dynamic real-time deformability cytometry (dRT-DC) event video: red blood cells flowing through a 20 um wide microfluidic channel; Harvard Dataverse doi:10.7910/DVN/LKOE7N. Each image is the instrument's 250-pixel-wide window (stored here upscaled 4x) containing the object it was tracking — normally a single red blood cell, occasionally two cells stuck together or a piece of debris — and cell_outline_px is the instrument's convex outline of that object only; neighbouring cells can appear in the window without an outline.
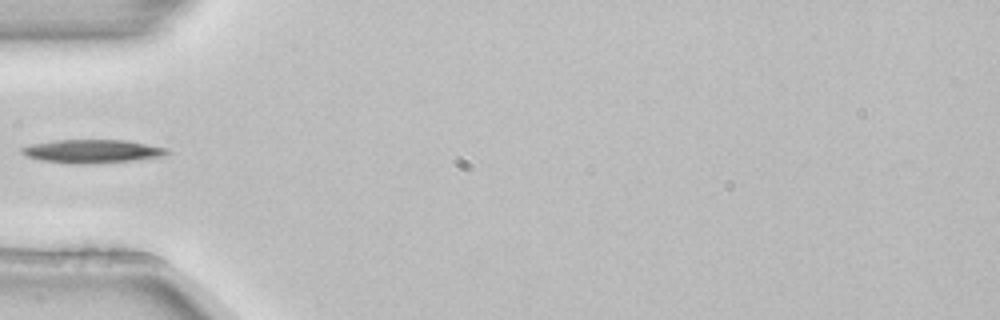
{"species": "common noctule bat (a hibernating species)", "species_latin": "Nyctalus noctula", "temperature_condition": "room temperature", "stored_images_in_passage": 1, "camera_frame_rate_fps": 3000, "um_per_image_px": 0.085, "animal": {"sex": "female", "body_mass_g": 22.7, "forearm_length_mm": 54.2}, "frame": {"image": 1, "passage_image": 1, "time_ms": 0.0, "image_size_px": [1000, 320], "cell_outline_px": [[172, 152], [164, 156], [136, 160], [84, 164], [72, 164], [40, 160], [28, 156], [20, 152], [20, 148], [28, 144], [56, 140], [124, 140], [168, 148]], "centroid_in_image_um": [7.83, 12.86], "position_along_channel_um": 77.2, "area_um2": 19.94}}